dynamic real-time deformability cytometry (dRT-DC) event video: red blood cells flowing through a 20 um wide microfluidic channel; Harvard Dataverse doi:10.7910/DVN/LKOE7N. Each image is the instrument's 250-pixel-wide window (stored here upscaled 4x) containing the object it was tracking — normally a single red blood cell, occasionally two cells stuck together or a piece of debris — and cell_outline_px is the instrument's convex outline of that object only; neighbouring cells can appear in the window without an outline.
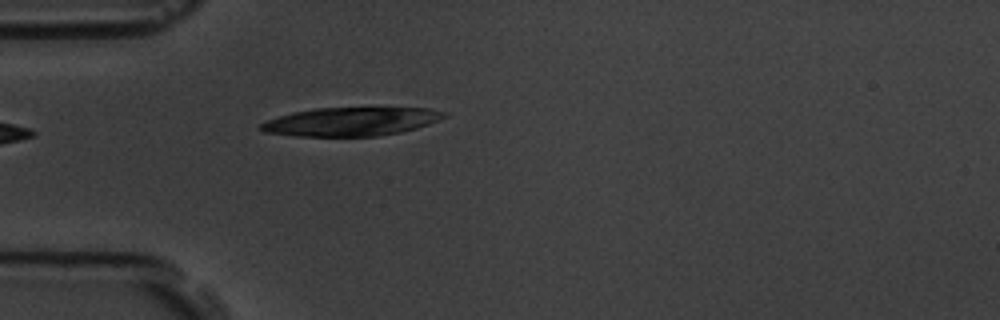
{"species": "common noctule bat (a hibernating species)", "species_latin": "Nyctalus noctula", "temperature_condition": "room temperature", "stored_images_in_passage": 1, "camera_frame_rate_fps": 3000, "um_per_image_px": 0.085, "animal": {"sex": "male", "body_mass_g": 19.5, "forearm_length_mm": 54.6}, "frame": {"image": 1, "passage_image": 1, "time_ms": 0.0, "image_size_px": [1000, 320], "cell_outline_px": [[448, 116], [428, 124], [416, 128], [400, 132], [376, 136], [292, 136], [264, 132], [256, 128], [260, 124], [268, 120], [292, 112], [316, 108], [432, 108], [448, 112]], "centroid_in_image_um": [29.83, 10.33], "position_along_channel_um": 55.2, "area_um2": 30.58}}